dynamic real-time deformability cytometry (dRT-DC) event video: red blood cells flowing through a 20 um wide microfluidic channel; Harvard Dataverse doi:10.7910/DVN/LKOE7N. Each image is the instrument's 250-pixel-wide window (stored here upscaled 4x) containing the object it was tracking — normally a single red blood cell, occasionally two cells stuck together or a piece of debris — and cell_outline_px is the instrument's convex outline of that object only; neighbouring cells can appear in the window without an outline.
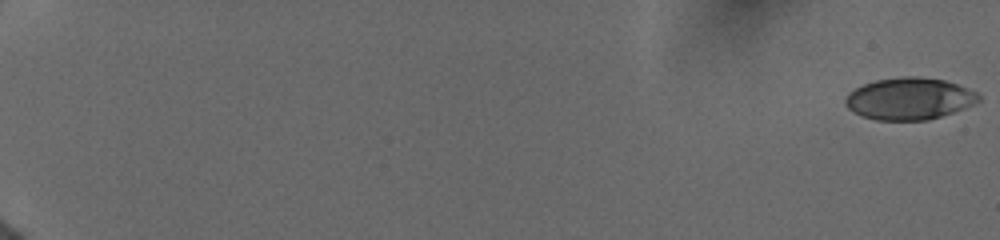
{"species": "human", "species_latin": "Homo sapiens", "temperature_condition": "cold", "stored_images_in_passage": 23, "camera_frame_rate_fps": 3000, "um_per_image_px": 0.085, "donor": {"sex": "female"}, "frame": {"image": 1, "passage_image": 1, "time_ms": 0.0, "image_size_px": [1000, 240], "cell_outline_px": [[980, 100], [972, 104], [952, 112], [928, 120], [876, 120], [864, 116], [848, 108], [844, 104], [844, 100], [848, 92], [864, 84], [876, 80], [904, 76], [916, 76], [944, 80], [956, 84], [976, 92], [980, 96]], "centroid_in_image_um": [77.26, 8.38], "position_along_channel_um": 7.7, "area_um2": 32.19}}
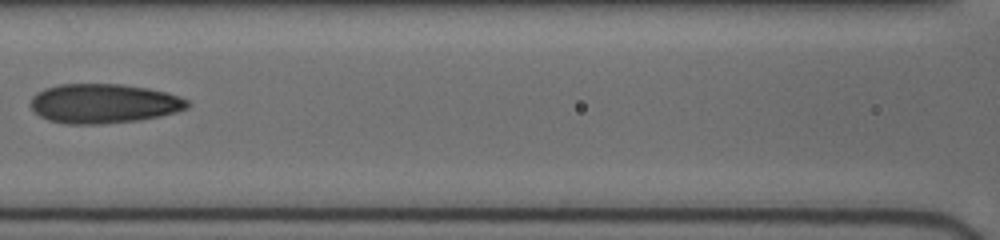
{"frame": {"image": 2, "passage_image": 14, "time_ms": 9.667, "image_size_px": [1000, 240], "cell_outline_px": [[188, 108], [176, 112], [160, 116], [140, 120], [104, 124], [68, 124], [48, 120], [40, 116], [32, 108], [32, 96], [36, 92], [44, 88], [60, 84], [120, 84], [148, 88], [164, 92], [188, 100]], "centroid_in_image_um": [8.8, 8.8], "position_along_channel_um": 157.8, "area_um2": 35.95}}
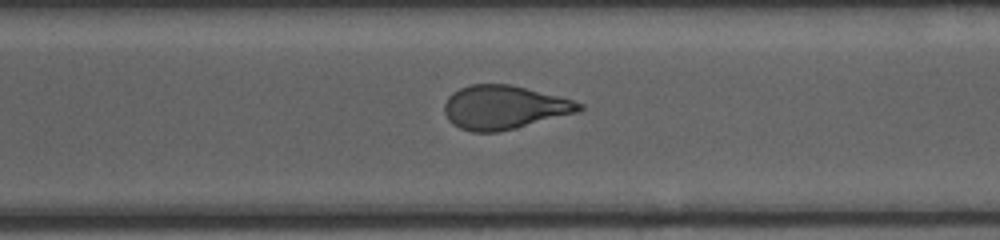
{"frame": {"image": 3, "passage_image": 23, "time_ms": 14.0, "image_size_px": [1000, 240], "cell_outline_px": [[584, 108], [580, 112], [496, 132], [472, 132], [460, 128], [452, 124], [448, 120], [444, 112], [444, 104], [448, 96], [452, 92], [460, 88], [472, 84], [512, 84], [572, 100], [584, 104]], "centroid_in_image_um": [42.83, 9.12], "position_along_channel_um": 327.8, "area_um2": 34.28}}